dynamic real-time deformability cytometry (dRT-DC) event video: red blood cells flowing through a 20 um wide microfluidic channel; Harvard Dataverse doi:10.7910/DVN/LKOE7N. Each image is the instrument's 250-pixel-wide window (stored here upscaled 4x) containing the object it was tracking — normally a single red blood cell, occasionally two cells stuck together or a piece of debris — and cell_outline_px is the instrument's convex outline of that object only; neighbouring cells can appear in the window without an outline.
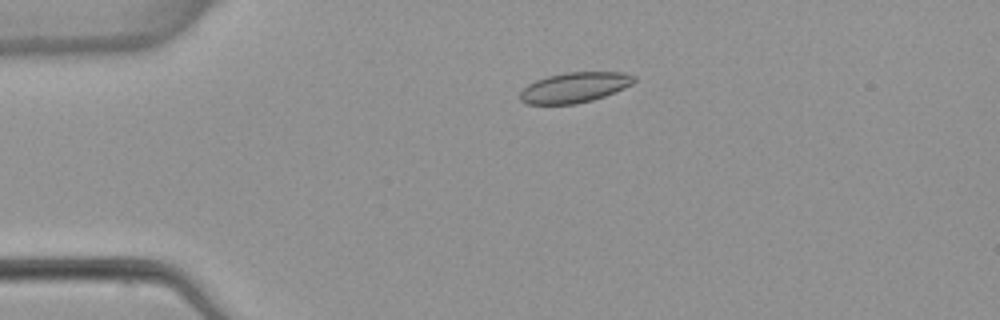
{"species": "common noctule bat (a hibernating species)", "species_latin": "Nyctalus noctula", "temperature_condition": "warm", "stored_images_in_passage": 4, "camera_frame_rate_fps": 3000, "um_per_image_px": 0.085, "animal": {"sex": "female", "body_mass_g": 22.7, "forearm_length_mm": 54.2}, "frame": {"image": 1, "passage_image": 3, "time_ms": 2.667, "image_size_px": [1000, 320], "cell_outline_px": [[636, 80], [632, 84], [624, 88], [604, 96], [592, 100], [576, 104], [524, 104], [520, 100], [520, 92], [528, 84], [536, 80], [548, 76], [568, 72], [620, 72], [636, 76]], "centroid_in_image_um": [48.83, 7.44], "position_along_channel_um": 36.2, "area_um2": 20.06}}